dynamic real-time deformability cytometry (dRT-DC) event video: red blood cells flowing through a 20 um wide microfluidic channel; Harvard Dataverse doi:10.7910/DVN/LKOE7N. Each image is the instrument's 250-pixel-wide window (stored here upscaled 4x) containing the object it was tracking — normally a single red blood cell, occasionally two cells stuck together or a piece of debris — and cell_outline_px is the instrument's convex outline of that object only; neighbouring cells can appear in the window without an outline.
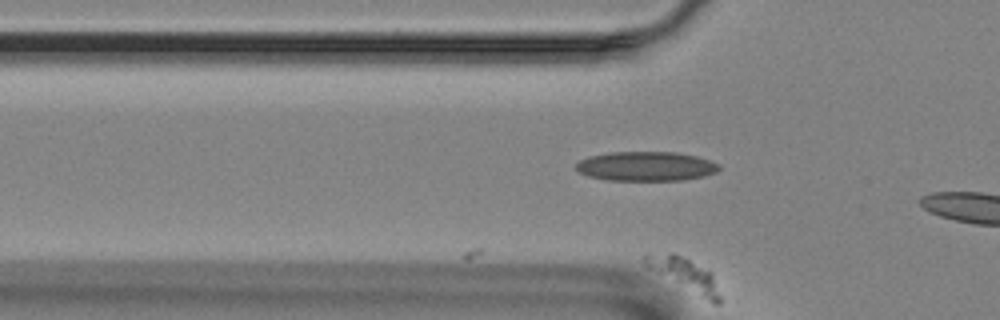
{"species": "Egyptian fruit bat (a non-hibernating species)", "species_latin": "Rousettus aegyptiacus", "temperature_condition": "room temperature", "stored_images_in_passage": 3, "camera_frame_rate_fps": 3000, "um_per_image_px": 0.085, "animal": {"sex": "female"}, "frame": {"image": 1, "passage_image": 3, "time_ms": 0.667, "image_size_px": [1000, 320], "cell_outline_px": [[720, 304], [712, 304], [644, 268], [644, 256], [668, 252], [672, 252], [712, 272], [720, 296]], "centroid_in_image_um": [58.17, 23.38], "position_along_channel_um": 67.6, "area_um2": 14.62}}